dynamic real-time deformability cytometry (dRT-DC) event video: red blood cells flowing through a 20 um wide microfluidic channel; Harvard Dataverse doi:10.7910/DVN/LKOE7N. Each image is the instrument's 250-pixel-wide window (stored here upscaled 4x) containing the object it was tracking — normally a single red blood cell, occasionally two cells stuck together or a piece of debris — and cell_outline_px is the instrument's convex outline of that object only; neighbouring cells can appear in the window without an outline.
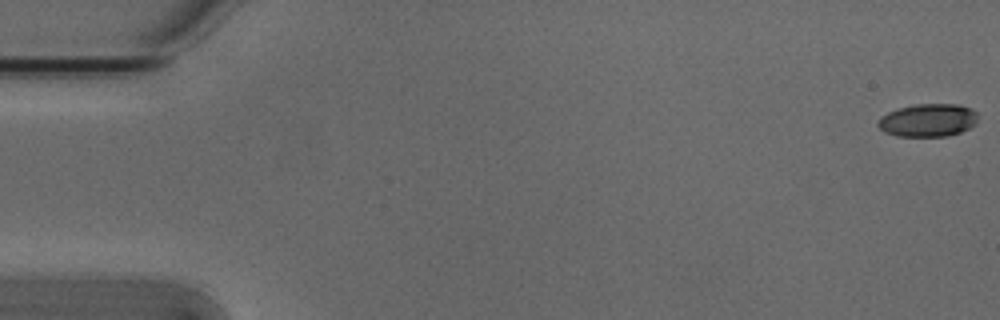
{"species": "Egyptian fruit bat (a non-hibernating species)", "species_latin": "Rousettus aegyptiacus", "temperature_condition": "cold", "stored_images_in_passage": 5, "camera_frame_rate_fps": 3000, "um_per_image_px": 0.085, "animal": {"sex": "male"}, "frame": {"image": 1, "passage_image": 1, "time_ms": 0.0, "image_size_px": [1000, 320], "cell_outline_px": [[976, 124], [960, 132], [948, 136], [896, 136], [884, 132], [876, 124], [888, 112], [900, 108], [916, 104], [960, 104], [972, 108], [976, 112]], "centroid_in_image_um": [78.9, 10.22], "position_along_channel_um": 6.1, "area_um2": 19.07}}
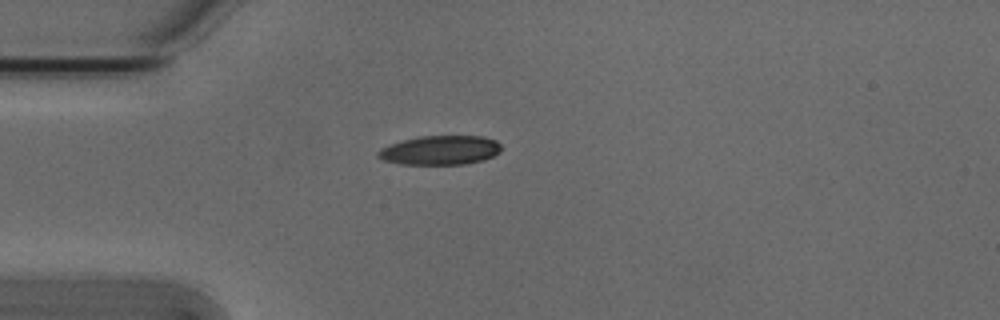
{"frame": {"image": 2, "passage_image": 5, "time_ms": 1.333, "image_size_px": [1000, 320], "cell_outline_px": [[500, 152], [484, 160], [464, 164], [400, 164], [384, 160], [376, 156], [376, 152], [380, 148], [416, 136], [484, 136], [496, 140], [500, 144]], "centroid_in_image_um": [37.41, 12.76], "position_along_channel_um": 47.6, "area_um2": 20.98}}